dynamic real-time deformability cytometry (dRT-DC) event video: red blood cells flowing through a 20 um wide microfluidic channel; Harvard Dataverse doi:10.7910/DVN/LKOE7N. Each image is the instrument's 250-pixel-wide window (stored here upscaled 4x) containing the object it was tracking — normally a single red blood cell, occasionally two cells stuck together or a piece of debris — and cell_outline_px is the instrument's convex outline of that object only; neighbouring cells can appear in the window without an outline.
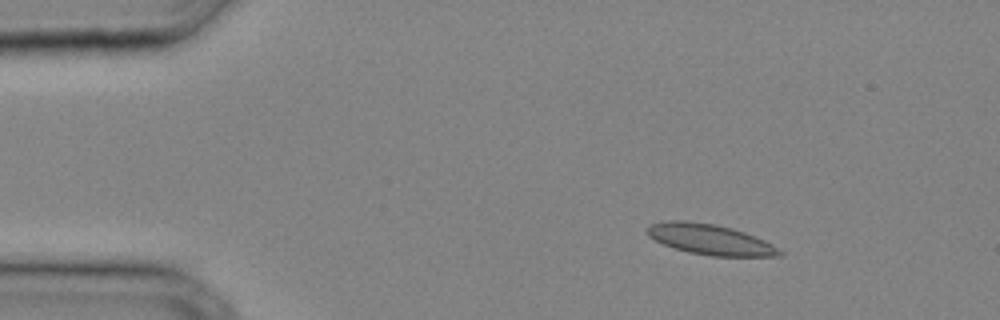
{"species": "common noctule bat (a hibernating species)", "species_latin": "Nyctalus noctula", "temperature_condition": "cold", "stored_images_in_passage": 30, "camera_frame_rate_fps": 3000, "um_per_image_px": 0.085, "animal": {"sex": "male", "body_mass_g": 20.4}, "frame": {"image": 1, "passage_image": 2, "time_ms": 0.333, "image_size_px": [1000, 320], "cell_outline_px": [[784, 256], [712, 256], [688, 252], [672, 248], [648, 236], [648, 228], [652, 224], [668, 220], [684, 220], [716, 224], [732, 228], [744, 232], [764, 240], [772, 244], [784, 252]], "centroid_in_image_um": [60.39, 20.36], "position_along_channel_um": 24.6, "area_um2": 23.47}}
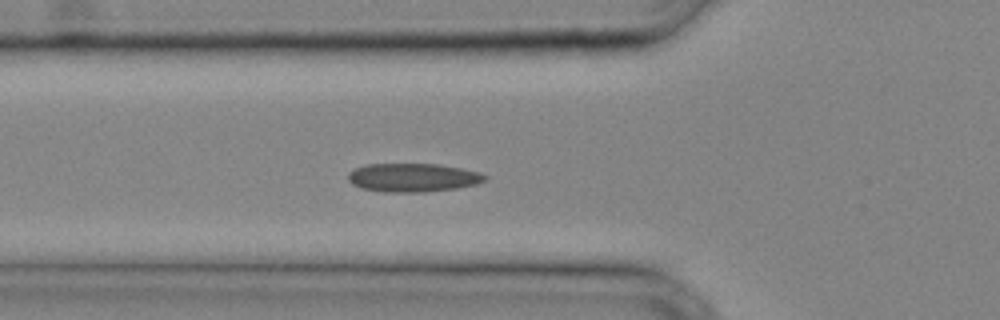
{"frame": {"image": 2, "passage_image": 9, "time_ms": 2.667, "image_size_px": [1000, 320], "cell_outline_px": [[488, 180], [476, 184], [456, 188], [424, 192], [384, 192], [360, 188], [352, 184], [348, 180], [348, 172], [364, 164], [440, 164], [460, 168], [476, 172], [488, 176]], "centroid_in_image_um": [35.07, 15.09], "position_along_channel_um": 90.7, "area_um2": 22.83}}
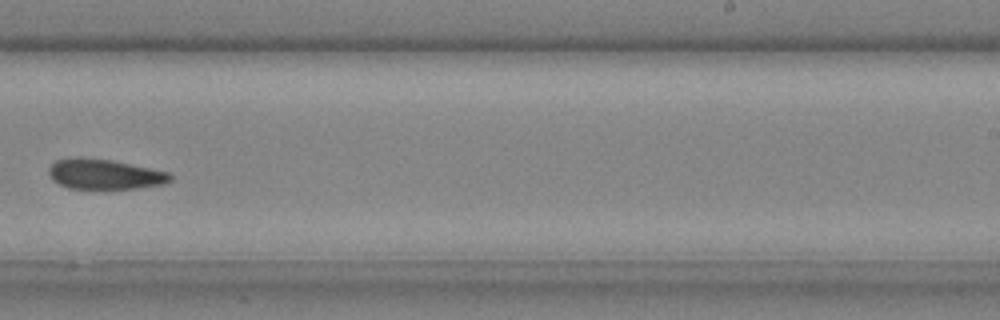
{"frame": {"image": 3, "passage_image": 19, "time_ms": 6.0, "image_size_px": [1000, 320], "cell_outline_px": [[172, 180], [164, 184], [136, 188], [68, 188], [52, 180], [48, 172], [48, 168], [56, 160], [72, 156], [80, 156], [112, 160], [168, 172], [172, 176]], "centroid_in_image_um": [8.85, 14.78], "position_along_channel_um": 280.2, "area_um2": 21.39}}